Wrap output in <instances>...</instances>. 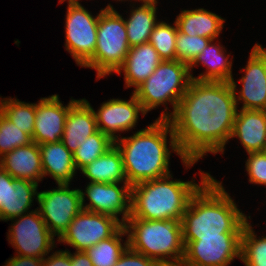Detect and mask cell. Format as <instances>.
I'll use <instances>...</instances> for the list:
<instances>
[{
    "instance_id": "cell-35",
    "label": "cell",
    "mask_w": 266,
    "mask_h": 266,
    "mask_svg": "<svg viewBox=\"0 0 266 266\" xmlns=\"http://www.w3.org/2000/svg\"><path fill=\"white\" fill-rule=\"evenodd\" d=\"M14 179L0 166V220L3 221L10 220V198Z\"/></svg>"
},
{
    "instance_id": "cell-14",
    "label": "cell",
    "mask_w": 266,
    "mask_h": 266,
    "mask_svg": "<svg viewBox=\"0 0 266 266\" xmlns=\"http://www.w3.org/2000/svg\"><path fill=\"white\" fill-rule=\"evenodd\" d=\"M243 70L245 75L239 80L242 82L240 93L236 91L234 78L230 81L235 92L236 105L238 101H242L243 106L240 109L266 111V48L255 44ZM236 92L239 93L238 96Z\"/></svg>"
},
{
    "instance_id": "cell-40",
    "label": "cell",
    "mask_w": 266,
    "mask_h": 266,
    "mask_svg": "<svg viewBox=\"0 0 266 266\" xmlns=\"http://www.w3.org/2000/svg\"><path fill=\"white\" fill-rule=\"evenodd\" d=\"M128 1V0H127ZM137 1V0H136ZM138 1H157V0H138Z\"/></svg>"
},
{
    "instance_id": "cell-37",
    "label": "cell",
    "mask_w": 266,
    "mask_h": 266,
    "mask_svg": "<svg viewBox=\"0 0 266 266\" xmlns=\"http://www.w3.org/2000/svg\"><path fill=\"white\" fill-rule=\"evenodd\" d=\"M43 266H72L69 251H56L48 258H43Z\"/></svg>"
},
{
    "instance_id": "cell-24",
    "label": "cell",
    "mask_w": 266,
    "mask_h": 266,
    "mask_svg": "<svg viewBox=\"0 0 266 266\" xmlns=\"http://www.w3.org/2000/svg\"><path fill=\"white\" fill-rule=\"evenodd\" d=\"M80 171L94 183H128L122 155L115 144Z\"/></svg>"
},
{
    "instance_id": "cell-36",
    "label": "cell",
    "mask_w": 266,
    "mask_h": 266,
    "mask_svg": "<svg viewBox=\"0 0 266 266\" xmlns=\"http://www.w3.org/2000/svg\"><path fill=\"white\" fill-rule=\"evenodd\" d=\"M114 266H160L155 260L131 250L129 247Z\"/></svg>"
},
{
    "instance_id": "cell-27",
    "label": "cell",
    "mask_w": 266,
    "mask_h": 266,
    "mask_svg": "<svg viewBox=\"0 0 266 266\" xmlns=\"http://www.w3.org/2000/svg\"><path fill=\"white\" fill-rule=\"evenodd\" d=\"M0 112L20 130L33 136L36 103L21 102L12 98L1 99Z\"/></svg>"
},
{
    "instance_id": "cell-18",
    "label": "cell",
    "mask_w": 266,
    "mask_h": 266,
    "mask_svg": "<svg viewBox=\"0 0 266 266\" xmlns=\"http://www.w3.org/2000/svg\"><path fill=\"white\" fill-rule=\"evenodd\" d=\"M0 166L15 179L34 183L43 179L40 149L34 142L7 153L0 159Z\"/></svg>"
},
{
    "instance_id": "cell-16",
    "label": "cell",
    "mask_w": 266,
    "mask_h": 266,
    "mask_svg": "<svg viewBox=\"0 0 266 266\" xmlns=\"http://www.w3.org/2000/svg\"><path fill=\"white\" fill-rule=\"evenodd\" d=\"M77 100L71 99L67 106L59 100V95L41 98L36 104L35 124L32 140L40 145L57 143L64 133L66 116Z\"/></svg>"
},
{
    "instance_id": "cell-32",
    "label": "cell",
    "mask_w": 266,
    "mask_h": 266,
    "mask_svg": "<svg viewBox=\"0 0 266 266\" xmlns=\"http://www.w3.org/2000/svg\"><path fill=\"white\" fill-rule=\"evenodd\" d=\"M32 142L31 135L20 130L0 112V159L15 148Z\"/></svg>"
},
{
    "instance_id": "cell-22",
    "label": "cell",
    "mask_w": 266,
    "mask_h": 266,
    "mask_svg": "<svg viewBox=\"0 0 266 266\" xmlns=\"http://www.w3.org/2000/svg\"><path fill=\"white\" fill-rule=\"evenodd\" d=\"M211 40L209 44L202 50L195 60L189 65L191 74L192 68L196 65L203 64L207 70L201 73L198 77L192 79L198 81H213V82H230L232 76V61H228L229 55L225 56L224 47L215 44ZM217 45V46H216Z\"/></svg>"
},
{
    "instance_id": "cell-26",
    "label": "cell",
    "mask_w": 266,
    "mask_h": 266,
    "mask_svg": "<svg viewBox=\"0 0 266 266\" xmlns=\"http://www.w3.org/2000/svg\"><path fill=\"white\" fill-rule=\"evenodd\" d=\"M128 234L122 225L110 238L104 239L85 252L89 256L93 266H114L120 256L129 247L128 239L122 245V236Z\"/></svg>"
},
{
    "instance_id": "cell-4",
    "label": "cell",
    "mask_w": 266,
    "mask_h": 266,
    "mask_svg": "<svg viewBox=\"0 0 266 266\" xmlns=\"http://www.w3.org/2000/svg\"><path fill=\"white\" fill-rule=\"evenodd\" d=\"M200 184L170 180L172 174L131 186V216L143 220L181 221L192 195L211 176L200 172Z\"/></svg>"
},
{
    "instance_id": "cell-23",
    "label": "cell",
    "mask_w": 266,
    "mask_h": 266,
    "mask_svg": "<svg viewBox=\"0 0 266 266\" xmlns=\"http://www.w3.org/2000/svg\"><path fill=\"white\" fill-rule=\"evenodd\" d=\"M224 19L220 16L199 8L195 10H182L176 18L178 31L190 36L198 35L200 37L217 39L219 36Z\"/></svg>"
},
{
    "instance_id": "cell-41",
    "label": "cell",
    "mask_w": 266,
    "mask_h": 266,
    "mask_svg": "<svg viewBox=\"0 0 266 266\" xmlns=\"http://www.w3.org/2000/svg\"><path fill=\"white\" fill-rule=\"evenodd\" d=\"M59 1H60V4H61V3H63V2L66 1V0H59ZM78 1H79V0H78Z\"/></svg>"
},
{
    "instance_id": "cell-12",
    "label": "cell",
    "mask_w": 266,
    "mask_h": 266,
    "mask_svg": "<svg viewBox=\"0 0 266 266\" xmlns=\"http://www.w3.org/2000/svg\"><path fill=\"white\" fill-rule=\"evenodd\" d=\"M121 226L112 216L82 209L57 241L72 246L76 251H86L110 238Z\"/></svg>"
},
{
    "instance_id": "cell-20",
    "label": "cell",
    "mask_w": 266,
    "mask_h": 266,
    "mask_svg": "<svg viewBox=\"0 0 266 266\" xmlns=\"http://www.w3.org/2000/svg\"><path fill=\"white\" fill-rule=\"evenodd\" d=\"M163 60L158 52L148 42L129 49L124 64L117 70V74L124 72L125 87L134 86L136 89L158 67Z\"/></svg>"
},
{
    "instance_id": "cell-10",
    "label": "cell",
    "mask_w": 266,
    "mask_h": 266,
    "mask_svg": "<svg viewBox=\"0 0 266 266\" xmlns=\"http://www.w3.org/2000/svg\"><path fill=\"white\" fill-rule=\"evenodd\" d=\"M57 188L38 192L36 201L47 228L59 239L83 207L80 189L70 190L69 184H58Z\"/></svg>"
},
{
    "instance_id": "cell-13",
    "label": "cell",
    "mask_w": 266,
    "mask_h": 266,
    "mask_svg": "<svg viewBox=\"0 0 266 266\" xmlns=\"http://www.w3.org/2000/svg\"><path fill=\"white\" fill-rule=\"evenodd\" d=\"M94 183L89 182L85 193L80 190L82 207L85 210L114 217L122 225L131 216V186L128 183ZM85 195L89 204L84 205ZM118 214H122L119 220Z\"/></svg>"
},
{
    "instance_id": "cell-33",
    "label": "cell",
    "mask_w": 266,
    "mask_h": 266,
    "mask_svg": "<svg viewBox=\"0 0 266 266\" xmlns=\"http://www.w3.org/2000/svg\"><path fill=\"white\" fill-rule=\"evenodd\" d=\"M212 39L177 31L176 60L190 65Z\"/></svg>"
},
{
    "instance_id": "cell-17",
    "label": "cell",
    "mask_w": 266,
    "mask_h": 266,
    "mask_svg": "<svg viewBox=\"0 0 266 266\" xmlns=\"http://www.w3.org/2000/svg\"><path fill=\"white\" fill-rule=\"evenodd\" d=\"M97 131L94 109L86 99H80L68 111L61 141L74 153L86 138Z\"/></svg>"
},
{
    "instance_id": "cell-28",
    "label": "cell",
    "mask_w": 266,
    "mask_h": 266,
    "mask_svg": "<svg viewBox=\"0 0 266 266\" xmlns=\"http://www.w3.org/2000/svg\"><path fill=\"white\" fill-rule=\"evenodd\" d=\"M113 145L114 141L100 130L86 138L73 153V162L76 170H81L99 158Z\"/></svg>"
},
{
    "instance_id": "cell-1",
    "label": "cell",
    "mask_w": 266,
    "mask_h": 266,
    "mask_svg": "<svg viewBox=\"0 0 266 266\" xmlns=\"http://www.w3.org/2000/svg\"><path fill=\"white\" fill-rule=\"evenodd\" d=\"M237 110L230 82L192 79L169 119L182 156L198 161L208 152L223 154Z\"/></svg>"
},
{
    "instance_id": "cell-15",
    "label": "cell",
    "mask_w": 266,
    "mask_h": 266,
    "mask_svg": "<svg viewBox=\"0 0 266 266\" xmlns=\"http://www.w3.org/2000/svg\"><path fill=\"white\" fill-rule=\"evenodd\" d=\"M145 115L141 103L133 93L130 100L110 99L104 102L100 109L94 110L97 128L108 135L113 141L119 137L117 132H124L135 127L139 113Z\"/></svg>"
},
{
    "instance_id": "cell-39",
    "label": "cell",
    "mask_w": 266,
    "mask_h": 266,
    "mask_svg": "<svg viewBox=\"0 0 266 266\" xmlns=\"http://www.w3.org/2000/svg\"><path fill=\"white\" fill-rule=\"evenodd\" d=\"M69 255L72 266H93L85 251H76L74 254H71L69 251Z\"/></svg>"
},
{
    "instance_id": "cell-9",
    "label": "cell",
    "mask_w": 266,
    "mask_h": 266,
    "mask_svg": "<svg viewBox=\"0 0 266 266\" xmlns=\"http://www.w3.org/2000/svg\"><path fill=\"white\" fill-rule=\"evenodd\" d=\"M99 14L94 17L78 0H68L65 49L84 67L94 55L97 44Z\"/></svg>"
},
{
    "instance_id": "cell-8",
    "label": "cell",
    "mask_w": 266,
    "mask_h": 266,
    "mask_svg": "<svg viewBox=\"0 0 266 266\" xmlns=\"http://www.w3.org/2000/svg\"><path fill=\"white\" fill-rule=\"evenodd\" d=\"M242 233H222V237H183L185 254L181 266H228L241 259Z\"/></svg>"
},
{
    "instance_id": "cell-25",
    "label": "cell",
    "mask_w": 266,
    "mask_h": 266,
    "mask_svg": "<svg viewBox=\"0 0 266 266\" xmlns=\"http://www.w3.org/2000/svg\"><path fill=\"white\" fill-rule=\"evenodd\" d=\"M157 1H143L140 7L132 9L130 18L124 19L128 43L131 47L149 42L156 21Z\"/></svg>"
},
{
    "instance_id": "cell-31",
    "label": "cell",
    "mask_w": 266,
    "mask_h": 266,
    "mask_svg": "<svg viewBox=\"0 0 266 266\" xmlns=\"http://www.w3.org/2000/svg\"><path fill=\"white\" fill-rule=\"evenodd\" d=\"M38 183H34L28 180L14 179V187L11 188L10 198V219L19 217L26 213L33 198L37 199Z\"/></svg>"
},
{
    "instance_id": "cell-3",
    "label": "cell",
    "mask_w": 266,
    "mask_h": 266,
    "mask_svg": "<svg viewBox=\"0 0 266 266\" xmlns=\"http://www.w3.org/2000/svg\"><path fill=\"white\" fill-rule=\"evenodd\" d=\"M248 221L229 194L210 176L192 195L182 217L183 237H222L242 233Z\"/></svg>"
},
{
    "instance_id": "cell-6",
    "label": "cell",
    "mask_w": 266,
    "mask_h": 266,
    "mask_svg": "<svg viewBox=\"0 0 266 266\" xmlns=\"http://www.w3.org/2000/svg\"><path fill=\"white\" fill-rule=\"evenodd\" d=\"M192 80L189 65L178 60H164L135 90L145 114L156 107L171 103L173 112L164 111L158 119L169 120Z\"/></svg>"
},
{
    "instance_id": "cell-34",
    "label": "cell",
    "mask_w": 266,
    "mask_h": 266,
    "mask_svg": "<svg viewBox=\"0 0 266 266\" xmlns=\"http://www.w3.org/2000/svg\"><path fill=\"white\" fill-rule=\"evenodd\" d=\"M246 170L249 175V182L266 186V154L262 152L248 153Z\"/></svg>"
},
{
    "instance_id": "cell-11",
    "label": "cell",
    "mask_w": 266,
    "mask_h": 266,
    "mask_svg": "<svg viewBox=\"0 0 266 266\" xmlns=\"http://www.w3.org/2000/svg\"><path fill=\"white\" fill-rule=\"evenodd\" d=\"M19 218V219H18ZM8 233L9 243L18 251L17 255L44 258L55 247L54 235L49 231L38 209L12 218Z\"/></svg>"
},
{
    "instance_id": "cell-19",
    "label": "cell",
    "mask_w": 266,
    "mask_h": 266,
    "mask_svg": "<svg viewBox=\"0 0 266 266\" xmlns=\"http://www.w3.org/2000/svg\"><path fill=\"white\" fill-rule=\"evenodd\" d=\"M238 137L247 153L262 152L266 146V111L237 110L231 139Z\"/></svg>"
},
{
    "instance_id": "cell-30",
    "label": "cell",
    "mask_w": 266,
    "mask_h": 266,
    "mask_svg": "<svg viewBox=\"0 0 266 266\" xmlns=\"http://www.w3.org/2000/svg\"><path fill=\"white\" fill-rule=\"evenodd\" d=\"M159 22L150 35L149 43L158 52L159 57L164 60H176V35L177 25Z\"/></svg>"
},
{
    "instance_id": "cell-7",
    "label": "cell",
    "mask_w": 266,
    "mask_h": 266,
    "mask_svg": "<svg viewBox=\"0 0 266 266\" xmlns=\"http://www.w3.org/2000/svg\"><path fill=\"white\" fill-rule=\"evenodd\" d=\"M129 49L125 21L108 4L99 13L96 50L84 67L95 69L97 80L112 72L116 73L124 64Z\"/></svg>"
},
{
    "instance_id": "cell-29",
    "label": "cell",
    "mask_w": 266,
    "mask_h": 266,
    "mask_svg": "<svg viewBox=\"0 0 266 266\" xmlns=\"http://www.w3.org/2000/svg\"><path fill=\"white\" fill-rule=\"evenodd\" d=\"M247 221L241 236V261L246 266H266V236L256 238Z\"/></svg>"
},
{
    "instance_id": "cell-2",
    "label": "cell",
    "mask_w": 266,
    "mask_h": 266,
    "mask_svg": "<svg viewBox=\"0 0 266 266\" xmlns=\"http://www.w3.org/2000/svg\"><path fill=\"white\" fill-rule=\"evenodd\" d=\"M168 133L171 140L170 148L180 156L185 167L189 168L198 162L182 156L170 121L156 119L154 123L133 136L121 137L114 141L122 155L125 175L130 186L170 174L171 153L167 146Z\"/></svg>"
},
{
    "instance_id": "cell-38",
    "label": "cell",
    "mask_w": 266,
    "mask_h": 266,
    "mask_svg": "<svg viewBox=\"0 0 266 266\" xmlns=\"http://www.w3.org/2000/svg\"><path fill=\"white\" fill-rule=\"evenodd\" d=\"M5 266H43V258L15 255L6 262Z\"/></svg>"
},
{
    "instance_id": "cell-5",
    "label": "cell",
    "mask_w": 266,
    "mask_h": 266,
    "mask_svg": "<svg viewBox=\"0 0 266 266\" xmlns=\"http://www.w3.org/2000/svg\"><path fill=\"white\" fill-rule=\"evenodd\" d=\"M123 226L131 250L160 266H181L185 254L181 221L128 218Z\"/></svg>"
},
{
    "instance_id": "cell-21",
    "label": "cell",
    "mask_w": 266,
    "mask_h": 266,
    "mask_svg": "<svg viewBox=\"0 0 266 266\" xmlns=\"http://www.w3.org/2000/svg\"><path fill=\"white\" fill-rule=\"evenodd\" d=\"M43 167V178L52 176L57 184H70L76 173L73 153L62 141L57 143H43L39 145Z\"/></svg>"
}]
</instances>
